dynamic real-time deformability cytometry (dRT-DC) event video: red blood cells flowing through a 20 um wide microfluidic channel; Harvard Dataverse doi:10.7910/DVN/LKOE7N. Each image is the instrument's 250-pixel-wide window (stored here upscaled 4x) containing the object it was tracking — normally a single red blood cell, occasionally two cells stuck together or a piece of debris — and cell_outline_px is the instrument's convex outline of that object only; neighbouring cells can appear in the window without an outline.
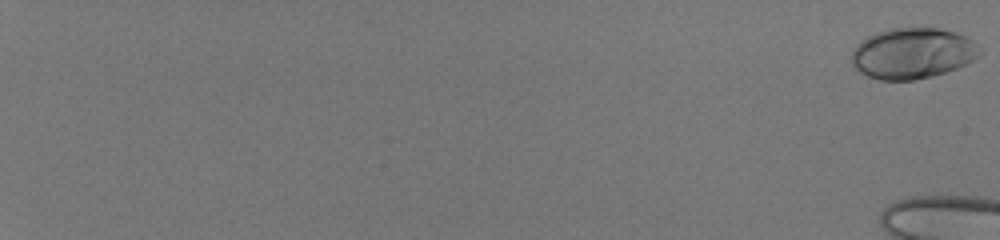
{"species": "human", "species_latin": "Homo sapiens", "temperature_condition": "room temperature", "stored_images_in_passage": 16, "camera_frame_rate_fps": 3000, "um_per_image_px": 0.085, "donor": {"sex": "male"}, "frame": {"image": 1, "passage_image": 1, "time_ms": 0.0, "image_size_px": [1000, 240], "cell_outline_px": [[984, 52], [980, 56], [956, 68], [932, 76], [912, 80], [880, 80], [868, 76], [852, 68], [852, 48], [860, 40], [876, 32], [888, 28], [940, 28], [956, 32], [972, 40]], "centroid_in_image_um": [77.54, 4.52], "position_along_channel_um": 7.5, "area_um2": 38.21}}